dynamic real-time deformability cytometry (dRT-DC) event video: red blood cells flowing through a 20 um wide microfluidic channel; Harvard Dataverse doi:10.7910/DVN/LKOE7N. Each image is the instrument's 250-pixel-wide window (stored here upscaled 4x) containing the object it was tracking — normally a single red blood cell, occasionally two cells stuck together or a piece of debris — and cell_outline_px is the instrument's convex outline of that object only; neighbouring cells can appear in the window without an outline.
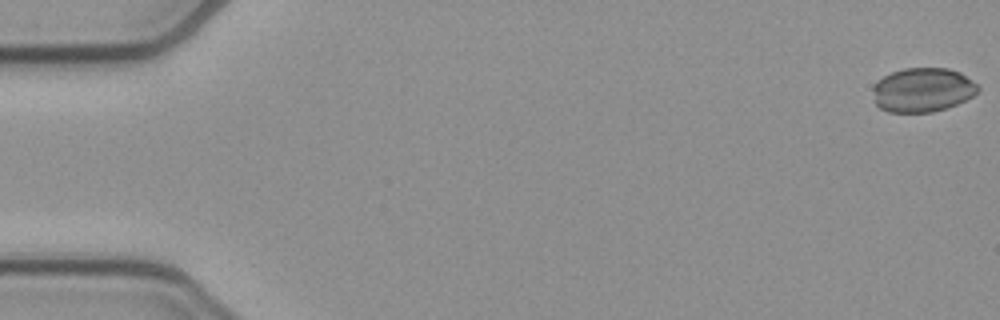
{"species": "common noctule bat (a hibernating species)", "species_latin": "Nyctalus noctula", "temperature_condition": "cold", "stored_images_in_passage": 11, "camera_frame_rate_fps": 3000, "um_per_image_px": 0.085, "animal": {"sex": "female", "body_mass_g": 21.9}, "frame": {"image": 1, "passage_image": 1, "time_ms": 0.0, "image_size_px": [1000, 320], "cell_outline_px": [[980, 88], [972, 96], [956, 104], [932, 112], [888, 112], [880, 108], [876, 104], [872, 88], [876, 80], [892, 72], [904, 68], [948, 68], [960, 72], [972, 80]], "centroid_in_image_um": [78.39, 7.63], "position_along_channel_um": 6.6, "area_um2": 26.99}}